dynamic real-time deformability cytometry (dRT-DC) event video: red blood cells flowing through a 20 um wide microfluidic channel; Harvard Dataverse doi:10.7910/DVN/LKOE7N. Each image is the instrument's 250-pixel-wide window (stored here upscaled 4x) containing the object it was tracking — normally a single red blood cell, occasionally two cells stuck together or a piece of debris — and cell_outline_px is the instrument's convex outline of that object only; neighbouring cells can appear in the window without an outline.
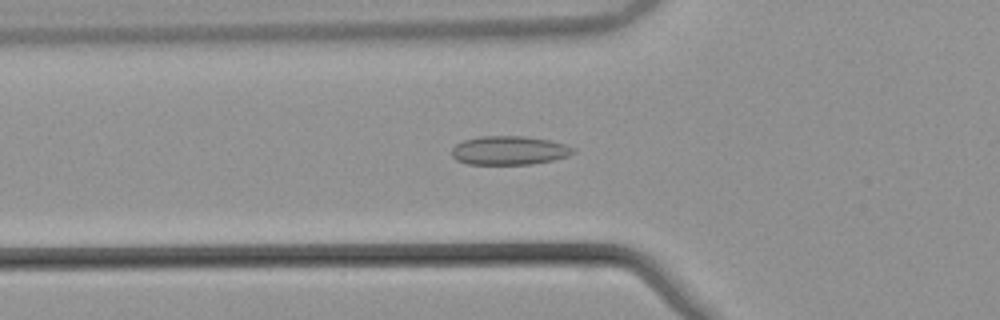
{"species": "common noctule bat (a hibernating species)", "species_latin": "Nyctalus noctula", "temperature_condition": "warm", "stored_images_in_passage": 53, "camera_frame_rate_fps": 3000, "um_per_image_px": 0.085, "animal": {"sex": "male", "body_mass_g": 21.5, "forearm_length_mm": 52.0}, "frame": {"image": 1, "passage_image": 19, "time_ms": 6.0, "image_size_px": [1000, 320], "cell_outline_px": [[576, 152], [568, 156], [552, 160], [532, 164], [468, 164], [456, 160], [452, 156], [452, 148], [456, 144], [464, 140], [480, 136], [524, 136], [548, 140], [564, 144], [576, 148]], "centroid_in_image_um": [43.29, 12.79], "position_along_channel_um": 82.5, "area_um2": 20.4}}
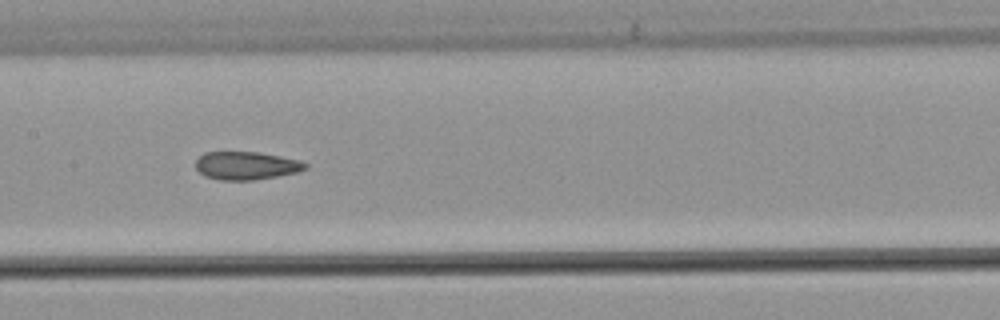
{"frame": {"image": 2, "passage_image": 27, "time_ms": 8.667, "image_size_px": [1000, 320], "cell_outline_px": [[308, 168], [296, 172], [276, 176], [252, 180], [220, 180], [204, 176], [196, 168], [196, 160], [204, 152], [260, 152], [300, 160], [308, 164]], "centroid_in_image_um": [20.93, 14.07], "position_along_channel_um": 186.5, "area_um2": 17.92}}
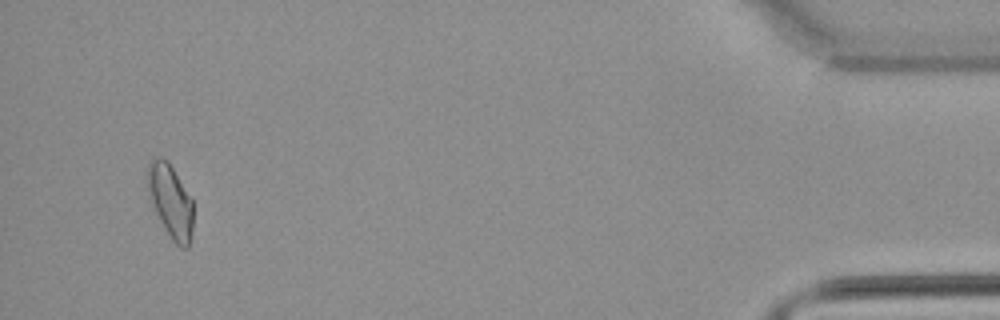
{"frame": {"image": 3, "passage_image": 51, "time_ms": 16.667, "image_size_px": [1000, 320], "cell_outline_px": [[192, 232], [188, 248], [180, 248], [172, 240], [164, 228], [156, 212], [152, 200], [148, 184], [148, 164], [152, 156], [160, 156], [168, 160], [192, 200]], "centroid_in_image_um": [14.51, 17.08], "position_along_channel_um": 420.7, "area_um2": 19.13}, "authors_computed_cell_mechanics": {"area_um2": 18.9006, "velocity_mm_per_s": 3.8818, "shape_relaxation_time_tau1_ms": null, "shape_relaxation_time_tau2_ms": 1.5908, "deformation_change_tau1": null, "deformation_change_tau2": 0.0528}}